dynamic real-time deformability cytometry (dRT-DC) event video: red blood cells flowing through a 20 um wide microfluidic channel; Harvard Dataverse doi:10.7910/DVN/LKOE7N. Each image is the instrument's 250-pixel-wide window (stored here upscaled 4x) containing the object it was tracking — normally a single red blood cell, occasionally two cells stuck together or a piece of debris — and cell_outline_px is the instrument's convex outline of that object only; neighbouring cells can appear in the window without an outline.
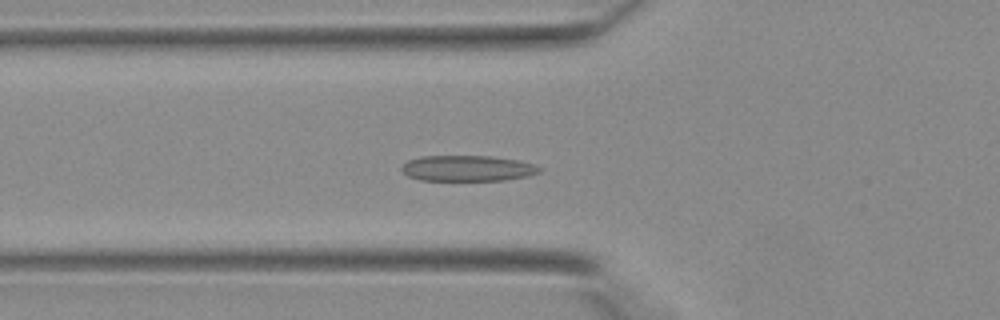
{"species": "Egyptian fruit bat (a non-hibernating species)", "species_latin": "Rousettus aegyptiacus", "temperature_condition": "warm", "stored_images_in_passage": 36, "camera_frame_rate_fps": 3000, "um_per_image_px": 0.085, "animal": {"sex": "female"}, "frame": {"image": 1, "passage_image": 10, "time_ms": 3.0, "image_size_px": [1000, 320], "cell_outline_px": [[540, 172], [528, 176], [504, 180], [420, 180], [408, 176], [400, 168], [408, 160], [420, 156], [492, 156], [516, 160], [536, 164], [540, 168]], "centroid_in_image_um": [39.74, 14.3], "position_along_channel_um": 86.1, "area_um2": 20.63}}
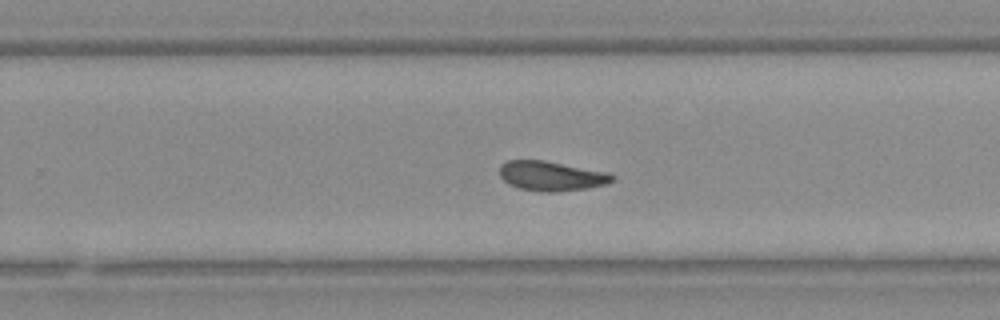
{"frame": {"image": 2, "passage_image": 22, "time_ms": 7.0, "image_size_px": [1000, 320], "cell_outline_px": [[616, 176], [608, 184], [588, 188], [556, 192], [540, 192], [520, 188], [508, 184], [500, 176], [500, 164], [508, 160], [544, 160], [608, 172]], "centroid_in_image_um": [46.87, 14.96], "position_along_channel_um": 282.9, "area_um2": 19.59}}
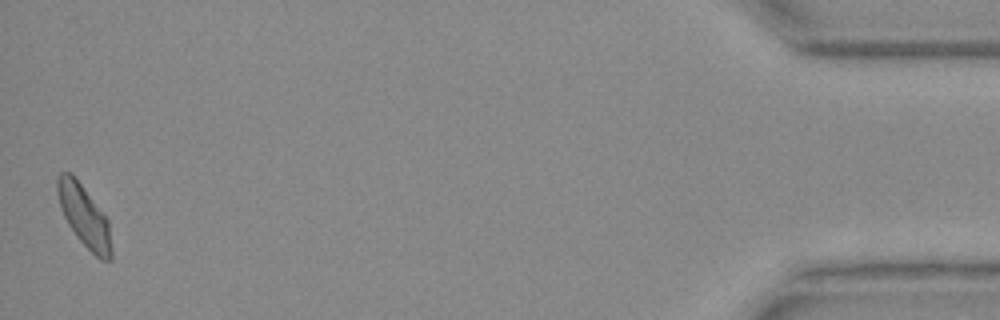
{"frame": {"image": 3, "passage_image": 36, "time_ms": 11.667, "image_size_px": [1000, 320], "cell_outline_px": [[112, 260], [100, 260], [76, 236], [68, 224], [60, 208], [56, 192], [56, 176], [60, 172], [72, 172], [108, 220], [112, 248]], "centroid_in_image_um": [7.13, 18.34], "position_along_channel_um": 428.1, "area_um2": 19.42}}